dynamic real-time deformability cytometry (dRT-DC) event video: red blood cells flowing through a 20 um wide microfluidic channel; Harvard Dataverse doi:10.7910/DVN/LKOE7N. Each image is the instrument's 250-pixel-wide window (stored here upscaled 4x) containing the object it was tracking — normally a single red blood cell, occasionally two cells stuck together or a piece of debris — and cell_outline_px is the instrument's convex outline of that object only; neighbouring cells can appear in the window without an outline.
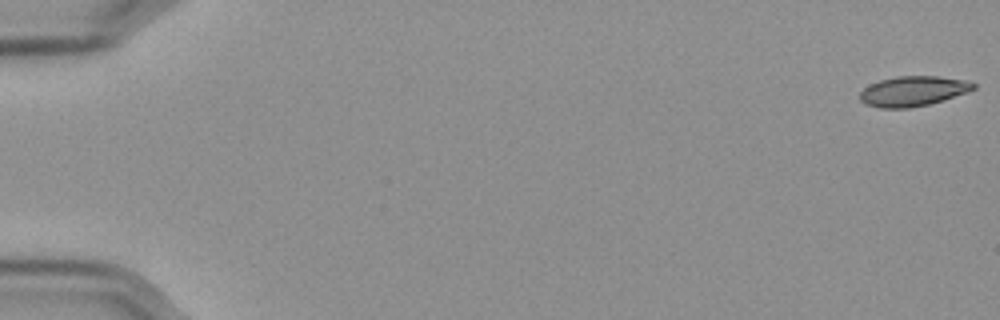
{"species": "Egyptian fruit bat (a non-hibernating species)", "species_latin": "Rousettus aegyptiacus", "temperature_condition": "cold", "stored_images_in_passage": 58, "camera_frame_rate_fps": 3000, "um_per_image_px": 0.085, "frame": {"image": 1, "passage_image": 1, "time_ms": 0.0, "image_size_px": [1000, 320], "cell_outline_px": [[976, 88], [968, 92], [928, 104], [908, 108], [880, 108], [868, 104], [860, 100], [860, 92], [864, 88], [880, 80], [896, 76], [940, 76], [964, 80], [976, 84]], "centroid_in_image_um": [77.62, 7.74], "position_along_channel_um": 7.4, "area_um2": 19.65}}
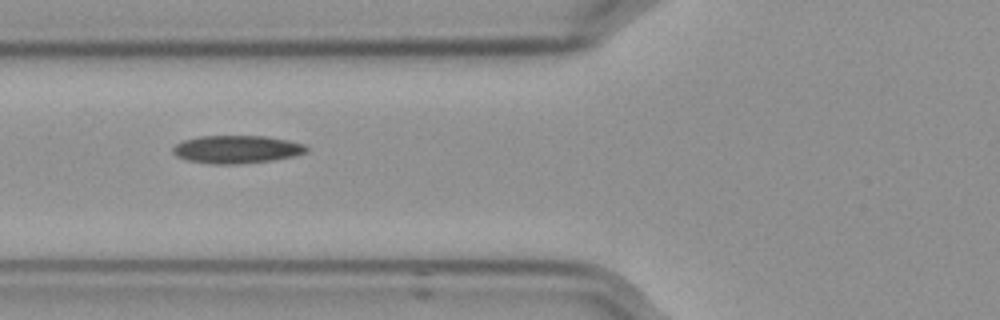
{"frame": {"image": 2, "passage_image": 23, "time_ms": 7.333, "image_size_px": [1000, 320], "cell_outline_px": [[308, 152], [296, 156], [272, 160], [236, 164], [212, 164], [188, 160], [176, 156], [172, 152], [172, 148], [176, 144], [184, 140], [200, 136], [264, 136], [288, 140], [304, 144], [308, 148]], "centroid_in_image_um": [20.14, 12.69], "position_along_channel_um": 105.7, "area_um2": 21.73}}
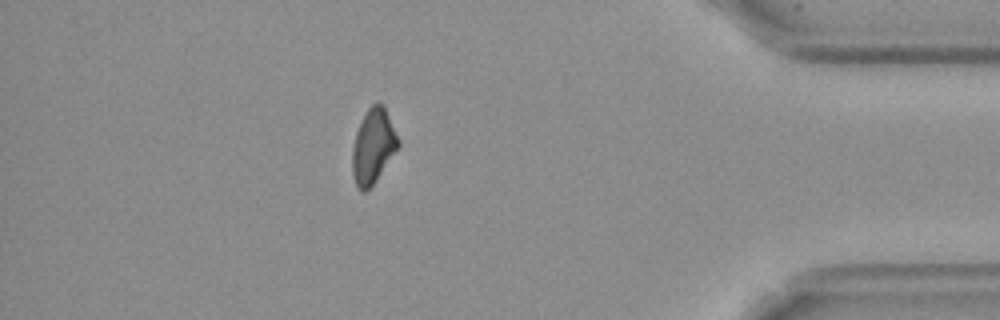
{"frame": {"image": 3, "passage_image": 51, "time_ms": 16.667, "image_size_px": [1000, 320], "cell_outline_px": [[400, 144], [376, 180], [364, 192], [360, 192], [352, 176], [352, 148], [356, 132], [368, 108], [372, 104], [384, 104], [400, 140]], "centroid_in_image_um": [31.72, 12.42], "position_along_channel_um": 403.5, "area_um2": 19.77}, "authors_computed_cell_mechanics": {"area_um2": 20.4612, "velocity_mm_per_s": 3.5797, "shape_relaxation_time_tau1_ms": 6.69, "shape_relaxation_time_tau2_ms": null, "deformation_change_tau1": 0.1496, "deformation_change_tau2": null}}